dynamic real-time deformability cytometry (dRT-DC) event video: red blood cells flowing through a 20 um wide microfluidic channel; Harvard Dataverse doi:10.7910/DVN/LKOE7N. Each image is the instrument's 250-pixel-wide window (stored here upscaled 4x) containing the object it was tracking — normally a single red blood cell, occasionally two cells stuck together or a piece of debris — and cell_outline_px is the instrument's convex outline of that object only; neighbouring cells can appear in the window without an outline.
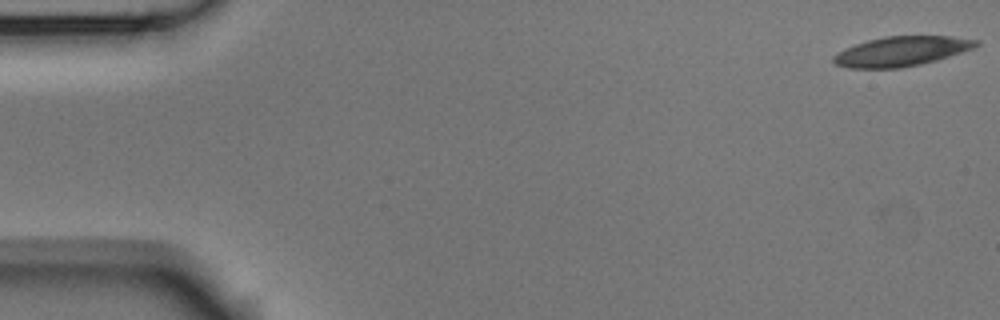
{"species": "Egyptian fruit bat (a non-hibernating species)", "species_latin": "Rousettus aegyptiacus", "temperature_condition": "room temperature", "stored_images_in_passage": 5, "camera_frame_rate_fps": 3000, "um_per_image_px": 0.085, "animal": {"sex": "male"}, "frame": {"image": 1, "passage_image": 1, "time_ms": 0.0, "image_size_px": [1000, 320], "cell_outline_px": [[980, 44], [976, 48], [936, 60], [920, 64], [900, 68], [848, 68], [836, 64], [832, 60], [832, 56], [844, 48], [868, 40], [884, 36], [952, 36], [980, 40]], "centroid_in_image_um": [76.65, 4.35], "position_along_channel_um": 8.4, "area_um2": 24.8}}
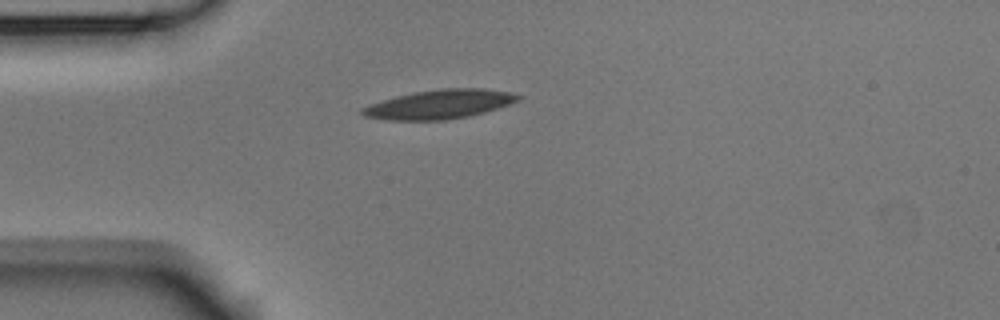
{"frame": {"image": 2, "passage_image": 4, "time_ms": 1.0, "image_size_px": [1000, 320], "cell_outline_px": [[524, 96], [520, 100], [484, 112], [468, 116], [444, 120], [388, 120], [364, 116], [360, 112], [360, 108], [396, 96], [412, 92], [440, 88], [484, 88], [508, 92]], "centroid_in_image_um": [37.36, 8.85], "position_along_channel_um": 47.6, "area_um2": 26.3}}